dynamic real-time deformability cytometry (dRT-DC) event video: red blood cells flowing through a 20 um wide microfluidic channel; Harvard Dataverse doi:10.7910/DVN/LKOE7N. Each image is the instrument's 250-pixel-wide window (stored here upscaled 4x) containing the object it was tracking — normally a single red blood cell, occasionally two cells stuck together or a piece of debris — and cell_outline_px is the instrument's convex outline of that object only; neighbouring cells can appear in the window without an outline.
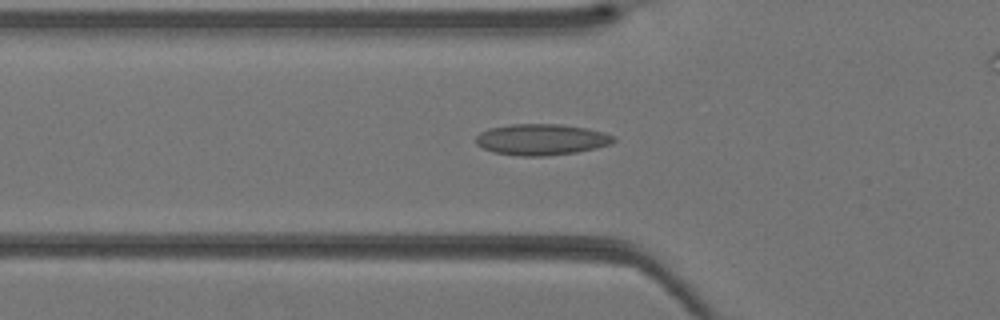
{"species": "Egyptian fruit bat (a non-hibernating species)", "species_latin": "Rousettus aegyptiacus", "temperature_condition": "warm", "stored_images_in_passage": 42, "camera_frame_rate_fps": 3000, "um_per_image_px": 0.085, "animal": {"sex": "female"}, "frame": {"image": 1, "passage_image": 14, "time_ms": 4.333, "image_size_px": [1000, 320], "cell_outline_px": [[616, 140], [612, 144], [596, 148], [576, 152], [544, 156], [520, 156], [492, 152], [476, 144], [476, 136], [480, 132], [488, 128], [512, 124], [560, 124], [588, 128], [604, 132], [616, 136]], "centroid_in_image_um": [46.04, 11.85], "position_along_channel_um": 79.8, "area_um2": 25.2}}
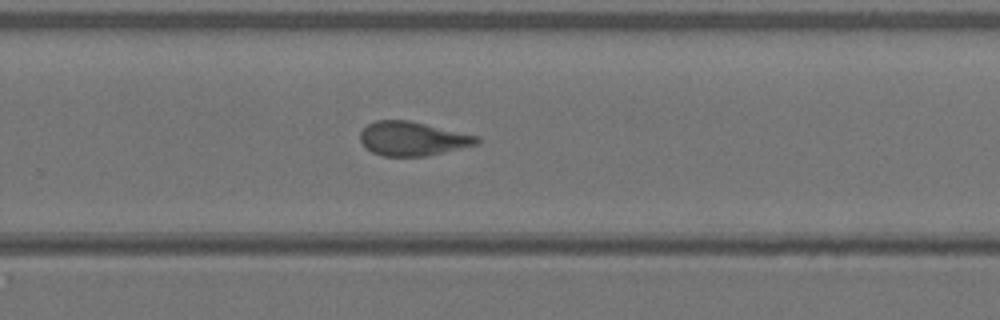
{"frame": {"image": 2, "passage_image": 27, "time_ms": 8.667, "image_size_px": [1000, 320], "cell_outline_px": [[480, 144], [424, 156], [384, 156], [372, 152], [364, 148], [360, 140], [360, 132], [368, 124], [376, 120], [408, 120], [480, 136]], "centroid_in_image_um": [35.07, 11.78], "position_along_channel_um": 294.7, "area_um2": 23.18}}
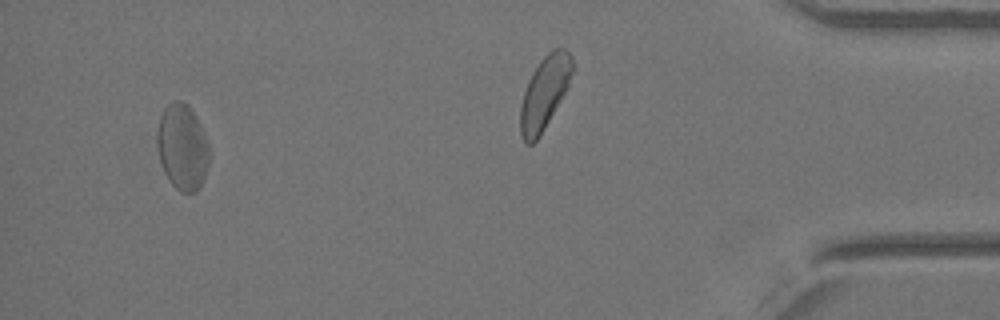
{"frame": {"image": 3, "passage_image": 39, "time_ms": 12.667, "image_size_px": [1000, 320], "cell_outline_px": [[208, 164], [204, 176], [196, 192], [180, 192], [168, 180], [164, 172], [160, 160], [156, 140], [156, 136], [160, 116], [164, 108], [172, 100], [180, 100], [188, 104], [200, 124], [208, 140]], "centroid_in_image_um": [15.48, 12.47], "position_along_channel_um": 419.7, "area_um2": 26.01}}